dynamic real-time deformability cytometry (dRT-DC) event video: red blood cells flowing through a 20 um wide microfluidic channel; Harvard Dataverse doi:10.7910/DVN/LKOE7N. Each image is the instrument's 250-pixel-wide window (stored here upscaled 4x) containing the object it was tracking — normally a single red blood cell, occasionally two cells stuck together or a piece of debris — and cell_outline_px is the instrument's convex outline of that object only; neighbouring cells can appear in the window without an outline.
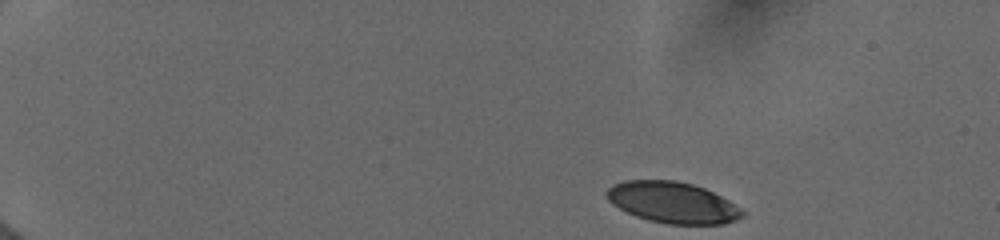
{"species": "human", "species_latin": "Homo sapiens", "temperature_condition": "cold", "stored_images_in_passage": 44, "camera_frame_rate_fps": 3000, "um_per_image_px": 0.085, "donor": {"sex": "female"}, "frame": {"image": 1, "passage_image": 1, "time_ms": 0.0, "image_size_px": [1000, 240], "cell_outline_px": [[744, 216], [736, 220], [724, 224], [668, 224], [648, 220], [636, 216], [612, 204], [608, 200], [608, 188], [612, 184], [624, 180], [676, 180], [692, 184], [704, 188], [728, 200], [740, 208], [744, 212]], "centroid_in_image_um": [57.18, 17.21], "position_along_channel_um": 27.8, "area_um2": 32.37}}
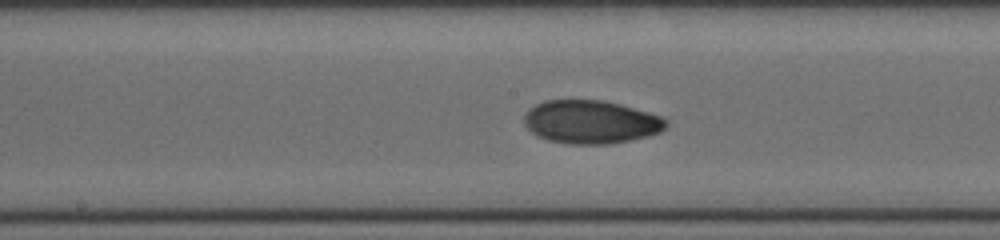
{"frame": {"image": 2, "passage_image": 23, "time_ms": 7.333, "image_size_px": [1000, 240], "cell_outline_px": [[668, 124], [660, 132], [648, 136], [608, 144], [568, 144], [548, 140], [536, 136], [524, 124], [524, 116], [528, 108], [544, 100], [600, 100], [620, 104], [648, 112], [660, 116], [668, 120]], "centroid_in_image_um": [50.2, 10.36], "position_along_channel_um": 198.0, "area_um2": 35.84}}
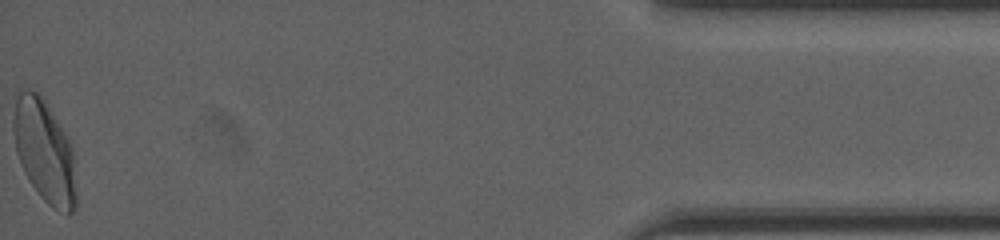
{"frame": {"image": 3, "passage_image": 44, "time_ms": 15.0, "image_size_px": [1000, 240], "cell_outline_px": [[76, 208], [72, 212], [68, 212], [52, 208], [40, 196], [28, 180], [20, 164], [16, 152], [12, 132], [12, 116], [16, 100], [20, 88], [28, 88], [36, 92], [44, 100], [64, 132], [72, 148], [76, 192]], "centroid_in_image_um": [3.73, 12.85], "position_along_channel_um": 431.5, "area_um2": 37.45}, "authors_computed_cell_mechanics": {"area_um2": 35.0557, "velocity_mm_per_s": 3.9818, "shape_relaxation_time_tau1_ms": 3.7489, "shape_relaxation_time_tau2_ms": 2.0243, "deformation_change_tau1": 0.1485, "deformation_change_tau2": 0.0498}}